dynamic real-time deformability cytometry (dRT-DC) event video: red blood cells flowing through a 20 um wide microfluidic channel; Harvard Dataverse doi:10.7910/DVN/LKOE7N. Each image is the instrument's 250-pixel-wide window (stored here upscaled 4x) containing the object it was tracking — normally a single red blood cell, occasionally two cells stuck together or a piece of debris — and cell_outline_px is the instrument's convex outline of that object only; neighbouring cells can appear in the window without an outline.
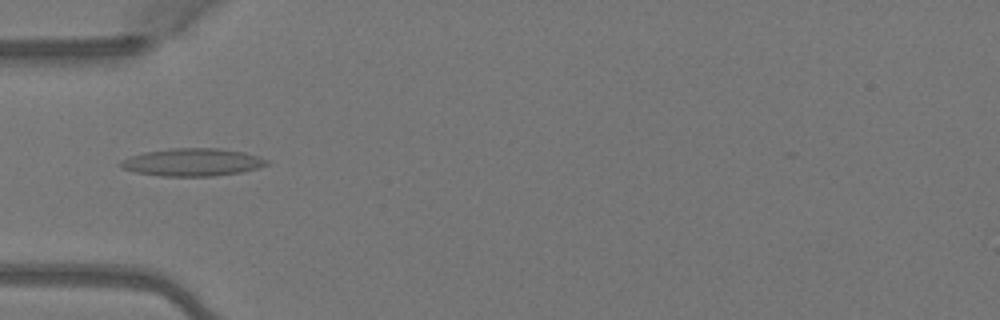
{"species": "Egyptian fruit bat (a non-hibernating species)", "species_latin": "Rousettus aegyptiacus", "temperature_condition": "warm", "stored_images_in_passage": 2, "camera_frame_rate_fps": 3000, "um_per_image_px": 0.085, "animal": {"sex": "female"}, "frame": {"image": 1, "passage_image": 1, "time_ms": 0.0, "image_size_px": [1000, 320], "cell_outline_px": [[268, 164], [256, 168], [240, 172], [212, 176], [160, 176], [136, 172], [120, 168], [116, 164], [120, 160], [144, 152], [172, 148], [220, 148], [244, 152], [268, 160]], "centroid_in_image_um": [16.29, 13.79], "position_along_channel_um": 68.7, "area_um2": 23.52}}
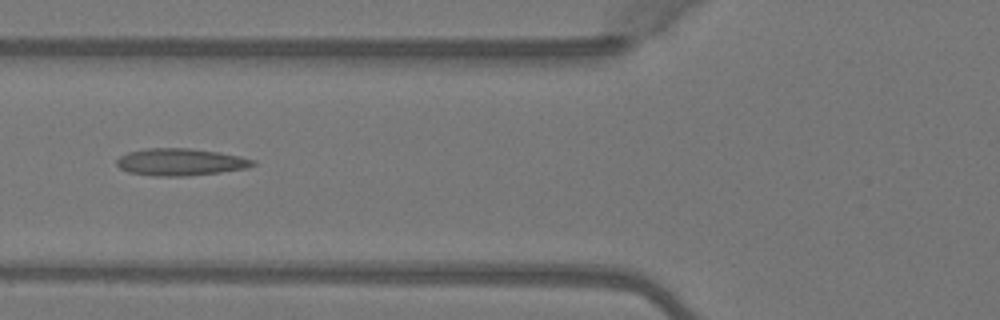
{"frame": {"image": 2, "passage_image": 2, "time_ms": 0.333, "image_size_px": [1000, 320], "cell_outline_px": [[256, 164], [248, 168], [220, 172], [188, 176], [152, 176], [128, 172], [120, 168], [116, 164], [116, 160], [120, 156], [128, 152], [144, 148], [188, 148], [220, 152], [240, 156], [256, 160]], "centroid_in_image_um": [15.34, 13.77], "position_along_channel_um": 110.5, "area_um2": 21.73}}